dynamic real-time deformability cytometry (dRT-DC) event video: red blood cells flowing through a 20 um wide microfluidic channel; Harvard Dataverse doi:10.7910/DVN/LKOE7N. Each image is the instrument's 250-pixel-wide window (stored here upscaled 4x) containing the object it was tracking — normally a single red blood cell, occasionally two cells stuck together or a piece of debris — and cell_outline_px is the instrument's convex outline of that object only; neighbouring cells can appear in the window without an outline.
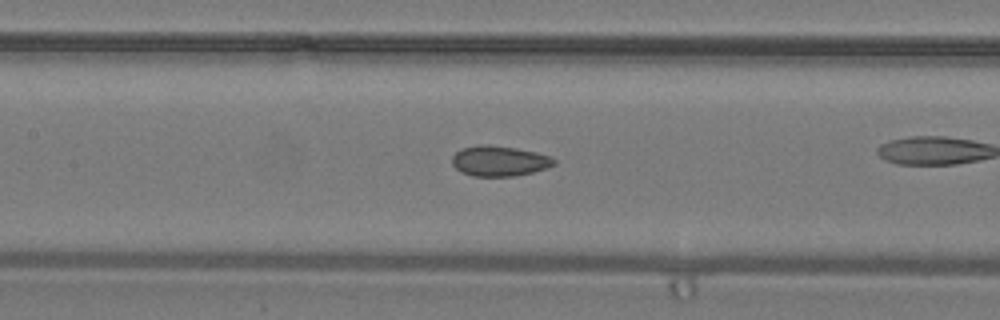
{"species": "common noctule bat (a hibernating species)", "species_latin": "Nyctalus noctula", "temperature_condition": "warm", "stored_images_in_passage": 21, "camera_frame_rate_fps": 3000, "um_per_image_px": 0.085, "animal": {"sex": "male", "body_mass_g": 19.2, "forearm_length_mm": 51.8}, "frame": {"image": 1, "passage_image": 8, "time_ms": 2.333, "image_size_px": [1000, 320], "cell_outline_px": [[556, 164], [548, 168], [516, 176], [472, 176], [460, 172], [452, 164], [452, 156], [456, 152], [464, 148], [480, 144], [488, 144], [516, 148], [536, 152], [552, 156], [556, 160]], "centroid_in_image_um": [42.47, 13.68], "position_along_channel_um": 164.9, "area_um2": 18.21}}